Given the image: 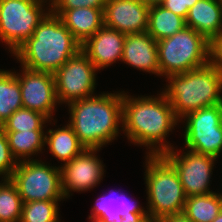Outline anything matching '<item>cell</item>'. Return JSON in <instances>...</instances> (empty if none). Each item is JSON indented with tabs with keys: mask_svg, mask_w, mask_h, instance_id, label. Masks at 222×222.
<instances>
[{
	"mask_svg": "<svg viewBox=\"0 0 222 222\" xmlns=\"http://www.w3.org/2000/svg\"><path fill=\"white\" fill-rule=\"evenodd\" d=\"M46 145L51 156L63 162L61 165L71 161L86 149L68 123L60 128L46 130Z\"/></svg>",
	"mask_w": 222,
	"mask_h": 222,
	"instance_id": "ffe728a7",
	"label": "cell"
},
{
	"mask_svg": "<svg viewBox=\"0 0 222 222\" xmlns=\"http://www.w3.org/2000/svg\"><path fill=\"white\" fill-rule=\"evenodd\" d=\"M186 27H190L208 41L222 31V5L217 0H198L188 10Z\"/></svg>",
	"mask_w": 222,
	"mask_h": 222,
	"instance_id": "ac0fdd59",
	"label": "cell"
},
{
	"mask_svg": "<svg viewBox=\"0 0 222 222\" xmlns=\"http://www.w3.org/2000/svg\"><path fill=\"white\" fill-rule=\"evenodd\" d=\"M17 164V160L11 153L7 135L0 127V177L10 179Z\"/></svg>",
	"mask_w": 222,
	"mask_h": 222,
	"instance_id": "83f0119b",
	"label": "cell"
},
{
	"mask_svg": "<svg viewBox=\"0 0 222 222\" xmlns=\"http://www.w3.org/2000/svg\"><path fill=\"white\" fill-rule=\"evenodd\" d=\"M115 193V194H114ZM114 189L109 192L111 195L103 194L97 198L96 203L91 207L89 220L99 222H149L147 210L138 202H132L124 193Z\"/></svg>",
	"mask_w": 222,
	"mask_h": 222,
	"instance_id": "9a60e30c",
	"label": "cell"
},
{
	"mask_svg": "<svg viewBox=\"0 0 222 222\" xmlns=\"http://www.w3.org/2000/svg\"><path fill=\"white\" fill-rule=\"evenodd\" d=\"M18 162L12 177L24 202L65 199L61 186L60 166L34 159Z\"/></svg>",
	"mask_w": 222,
	"mask_h": 222,
	"instance_id": "ba28073f",
	"label": "cell"
},
{
	"mask_svg": "<svg viewBox=\"0 0 222 222\" xmlns=\"http://www.w3.org/2000/svg\"><path fill=\"white\" fill-rule=\"evenodd\" d=\"M121 62L160 77L157 41L148 32L126 35Z\"/></svg>",
	"mask_w": 222,
	"mask_h": 222,
	"instance_id": "e0dca14e",
	"label": "cell"
},
{
	"mask_svg": "<svg viewBox=\"0 0 222 222\" xmlns=\"http://www.w3.org/2000/svg\"><path fill=\"white\" fill-rule=\"evenodd\" d=\"M89 222H99V221H97V220H90Z\"/></svg>",
	"mask_w": 222,
	"mask_h": 222,
	"instance_id": "8d00e7d4",
	"label": "cell"
},
{
	"mask_svg": "<svg viewBox=\"0 0 222 222\" xmlns=\"http://www.w3.org/2000/svg\"><path fill=\"white\" fill-rule=\"evenodd\" d=\"M67 107L68 124L87 149H102L123 131V91L101 92L70 102Z\"/></svg>",
	"mask_w": 222,
	"mask_h": 222,
	"instance_id": "7a4b0ae2",
	"label": "cell"
},
{
	"mask_svg": "<svg viewBox=\"0 0 222 222\" xmlns=\"http://www.w3.org/2000/svg\"><path fill=\"white\" fill-rule=\"evenodd\" d=\"M44 1H47L48 3H51L53 0H44Z\"/></svg>",
	"mask_w": 222,
	"mask_h": 222,
	"instance_id": "d590c367",
	"label": "cell"
},
{
	"mask_svg": "<svg viewBox=\"0 0 222 222\" xmlns=\"http://www.w3.org/2000/svg\"><path fill=\"white\" fill-rule=\"evenodd\" d=\"M23 200L11 179L0 181V222H20Z\"/></svg>",
	"mask_w": 222,
	"mask_h": 222,
	"instance_id": "d4e9b609",
	"label": "cell"
},
{
	"mask_svg": "<svg viewBox=\"0 0 222 222\" xmlns=\"http://www.w3.org/2000/svg\"><path fill=\"white\" fill-rule=\"evenodd\" d=\"M61 200H38L24 202L20 222H61L59 203Z\"/></svg>",
	"mask_w": 222,
	"mask_h": 222,
	"instance_id": "4316f807",
	"label": "cell"
},
{
	"mask_svg": "<svg viewBox=\"0 0 222 222\" xmlns=\"http://www.w3.org/2000/svg\"><path fill=\"white\" fill-rule=\"evenodd\" d=\"M81 45L61 18L50 11L34 30L33 36L20 45L13 56L20 66L54 74L81 50Z\"/></svg>",
	"mask_w": 222,
	"mask_h": 222,
	"instance_id": "3957f363",
	"label": "cell"
},
{
	"mask_svg": "<svg viewBox=\"0 0 222 222\" xmlns=\"http://www.w3.org/2000/svg\"><path fill=\"white\" fill-rule=\"evenodd\" d=\"M8 138L9 147L17 162L32 160L31 156L43 153L45 146V131L30 130L5 132Z\"/></svg>",
	"mask_w": 222,
	"mask_h": 222,
	"instance_id": "44dd1931",
	"label": "cell"
},
{
	"mask_svg": "<svg viewBox=\"0 0 222 222\" xmlns=\"http://www.w3.org/2000/svg\"><path fill=\"white\" fill-rule=\"evenodd\" d=\"M221 211L222 194L218 191L187 197L183 213L193 222H212Z\"/></svg>",
	"mask_w": 222,
	"mask_h": 222,
	"instance_id": "603a6c76",
	"label": "cell"
},
{
	"mask_svg": "<svg viewBox=\"0 0 222 222\" xmlns=\"http://www.w3.org/2000/svg\"><path fill=\"white\" fill-rule=\"evenodd\" d=\"M179 123H185L182 127L185 149L219 159L222 153V103L191 112Z\"/></svg>",
	"mask_w": 222,
	"mask_h": 222,
	"instance_id": "9c48e42d",
	"label": "cell"
},
{
	"mask_svg": "<svg viewBox=\"0 0 222 222\" xmlns=\"http://www.w3.org/2000/svg\"><path fill=\"white\" fill-rule=\"evenodd\" d=\"M50 11L44 0H0V41L13 54Z\"/></svg>",
	"mask_w": 222,
	"mask_h": 222,
	"instance_id": "52a82bcc",
	"label": "cell"
},
{
	"mask_svg": "<svg viewBox=\"0 0 222 222\" xmlns=\"http://www.w3.org/2000/svg\"><path fill=\"white\" fill-rule=\"evenodd\" d=\"M49 122L51 124V120L43 114L22 107L11 114L0 127L4 132L44 130Z\"/></svg>",
	"mask_w": 222,
	"mask_h": 222,
	"instance_id": "484cf974",
	"label": "cell"
},
{
	"mask_svg": "<svg viewBox=\"0 0 222 222\" xmlns=\"http://www.w3.org/2000/svg\"><path fill=\"white\" fill-rule=\"evenodd\" d=\"M100 150L86 148L71 161L60 165L61 186L65 199L72 196V191H90L103 180L105 165L96 153Z\"/></svg>",
	"mask_w": 222,
	"mask_h": 222,
	"instance_id": "7c38bea8",
	"label": "cell"
},
{
	"mask_svg": "<svg viewBox=\"0 0 222 222\" xmlns=\"http://www.w3.org/2000/svg\"><path fill=\"white\" fill-rule=\"evenodd\" d=\"M198 0H182V17L185 19L188 10L193 7Z\"/></svg>",
	"mask_w": 222,
	"mask_h": 222,
	"instance_id": "d6a6232c",
	"label": "cell"
},
{
	"mask_svg": "<svg viewBox=\"0 0 222 222\" xmlns=\"http://www.w3.org/2000/svg\"><path fill=\"white\" fill-rule=\"evenodd\" d=\"M123 90V133L130 143L146 148V155H162L175 146L167 142L179 120L163 93L131 96Z\"/></svg>",
	"mask_w": 222,
	"mask_h": 222,
	"instance_id": "6da1fadb",
	"label": "cell"
},
{
	"mask_svg": "<svg viewBox=\"0 0 222 222\" xmlns=\"http://www.w3.org/2000/svg\"><path fill=\"white\" fill-rule=\"evenodd\" d=\"M149 9L142 0H107L104 25L127 34L147 31Z\"/></svg>",
	"mask_w": 222,
	"mask_h": 222,
	"instance_id": "5bb4252c",
	"label": "cell"
},
{
	"mask_svg": "<svg viewBox=\"0 0 222 222\" xmlns=\"http://www.w3.org/2000/svg\"><path fill=\"white\" fill-rule=\"evenodd\" d=\"M144 170L149 220L183 213L187 196L174 167L162 155H145Z\"/></svg>",
	"mask_w": 222,
	"mask_h": 222,
	"instance_id": "5b68a950",
	"label": "cell"
},
{
	"mask_svg": "<svg viewBox=\"0 0 222 222\" xmlns=\"http://www.w3.org/2000/svg\"><path fill=\"white\" fill-rule=\"evenodd\" d=\"M98 71L82 50L65 62L53 74L59 104L96 95Z\"/></svg>",
	"mask_w": 222,
	"mask_h": 222,
	"instance_id": "30bf717a",
	"label": "cell"
},
{
	"mask_svg": "<svg viewBox=\"0 0 222 222\" xmlns=\"http://www.w3.org/2000/svg\"><path fill=\"white\" fill-rule=\"evenodd\" d=\"M104 9L90 7L67 9L59 17L70 33L83 44L104 25Z\"/></svg>",
	"mask_w": 222,
	"mask_h": 222,
	"instance_id": "d6986e66",
	"label": "cell"
},
{
	"mask_svg": "<svg viewBox=\"0 0 222 222\" xmlns=\"http://www.w3.org/2000/svg\"><path fill=\"white\" fill-rule=\"evenodd\" d=\"M175 150V151H174ZM186 150V151H185ZM184 151V152H183ZM174 147L162 156L174 167L187 197L213 193L210 189L215 157ZM182 152V154H180Z\"/></svg>",
	"mask_w": 222,
	"mask_h": 222,
	"instance_id": "8fae6325",
	"label": "cell"
},
{
	"mask_svg": "<svg viewBox=\"0 0 222 222\" xmlns=\"http://www.w3.org/2000/svg\"><path fill=\"white\" fill-rule=\"evenodd\" d=\"M126 35L103 25L93 36L82 45L81 50L100 71L120 61Z\"/></svg>",
	"mask_w": 222,
	"mask_h": 222,
	"instance_id": "2e32d148",
	"label": "cell"
},
{
	"mask_svg": "<svg viewBox=\"0 0 222 222\" xmlns=\"http://www.w3.org/2000/svg\"><path fill=\"white\" fill-rule=\"evenodd\" d=\"M22 107L20 84L15 70L0 69V126Z\"/></svg>",
	"mask_w": 222,
	"mask_h": 222,
	"instance_id": "cb8c5ba5",
	"label": "cell"
},
{
	"mask_svg": "<svg viewBox=\"0 0 222 222\" xmlns=\"http://www.w3.org/2000/svg\"><path fill=\"white\" fill-rule=\"evenodd\" d=\"M107 0H53L50 10L54 15L60 16L67 9L80 7L105 8Z\"/></svg>",
	"mask_w": 222,
	"mask_h": 222,
	"instance_id": "f1b7e54d",
	"label": "cell"
},
{
	"mask_svg": "<svg viewBox=\"0 0 222 222\" xmlns=\"http://www.w3.org/2000/svg\"><path fill=\"white\" fill-rule=\"evenodd\" d=\"M148 7L161 5L164 0H142Z\"/></svg>",
	"mask_w": 222,
	"mask_h": 222,
	"instance_id": "836d02e7",
	"label": "cell"
},
{
	"mask_svg": "<svg viewBox=\"0 0 222 222\" xmlns=\"http://www.w3.org/2000/svg\"><path fill=\"white\" fill-rule=\"evenodd\" d=\"M160 222H193V221L190 220L184 213H180L165 217Z\"/></svg>",
	"mask_w": 222,
	"mask_h": 222,
	"instance_id": "1f68e13d",
	"label": "cell"
},
{
	"mask_svg": "<svg viewBox=\"0 0 222 222\" xmlns=\"http://www.w3.org/2000/svg\"><path fill=\"white\" fill-rule=\"evenodd\" d=\"M160 76L182 74L208 63L209 41L190 27L157 41Z\"/></svg>",
	"mask_w": 222,
	"mask_h": 222,
	"instance_id": "8992f818",
	"label": "cell"
},
{
	"mask_svg": "<svg viewBox=\"0 0 222 222\" xmlns=\"http://www.w3.org/2000/svg\"><path fill=\"white\" fill-rule=\"evenodd\" d=\"M161 6L182 17V0H164Z\"/></svg>",
	"mask_w": 222,
	"mask_h": 222,
	"instance_id": "4dcf8cb0",
	"label": "cell"
},
{
	"mask_svg": "<svg viewBox=\"0 0 222 222\" xmlns=\"http://www.w3.org/2000/svg\"><path fill=\"white\" fill-rule=\"evenodd\" d=\"M166 78L168 84L160 92L179 121L191 112L222 103V74L209 63Z\"/></svg>",
	"mask_w": 222,
	"mask_h": 222,
	"instance_id": "277c9868",
	"label": "cell"
},
{
	"mask_svg": "<svg viewBox=\"0 0 222 222\" xmlns=\"http://www.w3.org/2000/svg\"><path fill=\"white\" fill-rule=\"evenodd\" d=\"M19 79L23 108L39 112L49 120H54L53 113L59 105L54 75L48 72L34 71L21 66ZM53 118V119H52Z\"/></svg>",
	"mask_w": 222,
	"mask_h": 222,
	"instance_id": "4fadbf2b",
	"label": "cell"
},
{
	"mask_svg": "<svg viewBox=\"0 0 222 222\" xmlns=\"http://www.w3.org/2000/svg\"><path fill=\"white\" fill-rule=\"evenodd\" d=\"M208 63L222 74V31L209 40Z\"/></svg>",
	"mask_w": 222,
	"mask_h": 222,
	"instance_id": "f546056e",
	"label": "cell"
},
{
	"mask_svg": "<svg viewBox=\"0 0 222 222\" xmlns=\"http://www.w3.org/2000/svg\"><path fill=\"white\" fill-rule=\"evenodd\" d=\"M186 27V21L161 5L149 9L147 31L156 41L173 36Z\"/></svg>",
	"mask_w": 222,
	"mask_h": 222,
	"instance_id": "7402d4cb",
	"label": "cell"
},
{
	"mask_svg": "<svg viewBox=\"0 0 222 222\" xmlns=\"http://www.w3.org/2000/svg\"><path fill=\"white\" fill-rule=\"evenodd\" d=\"M212 222H222V211L217 215V217Z\"/></svg>",
	"mask_w": 222,
	"mask_h": 222,
	"instance_id": "e575fe53",
	"label": "cell"
}]
</instances>
